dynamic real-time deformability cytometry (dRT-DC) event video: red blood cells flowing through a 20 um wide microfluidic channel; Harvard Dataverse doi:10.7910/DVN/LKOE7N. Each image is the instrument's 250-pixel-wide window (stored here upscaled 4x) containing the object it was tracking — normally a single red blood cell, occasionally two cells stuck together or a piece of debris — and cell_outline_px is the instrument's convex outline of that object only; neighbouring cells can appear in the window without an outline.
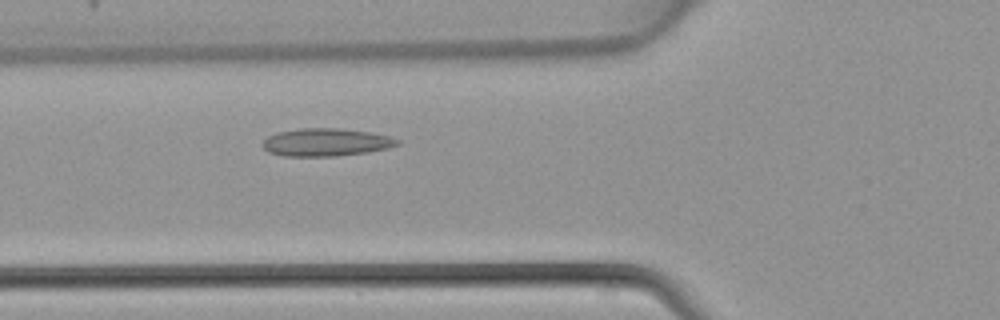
{"species": "common noctule bat (a hibernating species)", "species_latin": "Nyctalus noctula", "temperature_condition": "warm", "stored_images_in_passage": 39, "camera_frame_rate_fps": 3000, "um_per_image_px": 0.085, "animal": {"sex": "female", "body_mass_g": 22.7, "forearm_length_mm": 54.2}, "frame": {"image": 1, "passage_image": 11, "time_ms": 3.333, "image_size_px": [1000, 320], "cell_outline_px": [[400, 144], [388, 148], [368, 152], [336, 156], [284, 156], [268, 152], [260, 144], [268, 136], [276, 132], [300, 128], [340, 128], [368, 132], [388, 136], [400, 140]], "centroid_in_image_um": [27.68, 12.09], "position_along_channel_um": 98.1, "area_um2": 21.91}}
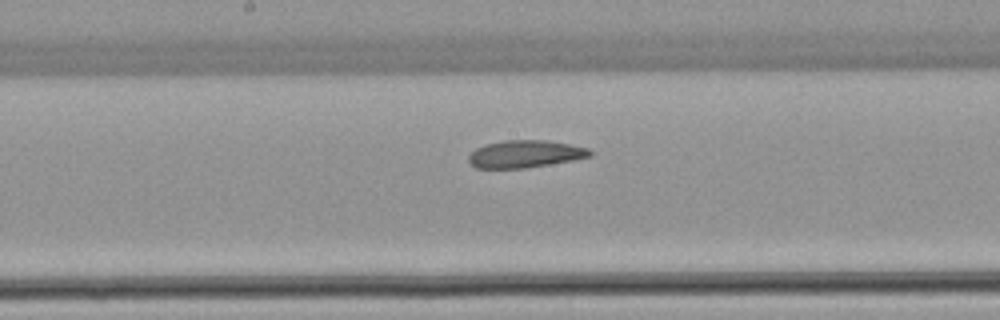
{"frame": {"image": 2, "passage_image": 18, "time_ms": 5.667, "image_size_px": [1000, 320], "cell_outline_px": [[592, 156], [572, 160], [524, 168], [476, 168], [468, 160], [468, 156], [476, 148], [484, 144], [504, 140], [548, 140], [588, 148], [592, 152]], "centroid_in_image_um": [44.62, 13.08], "position_along_channel_um": 203.6, "area_um2": 19.25}}
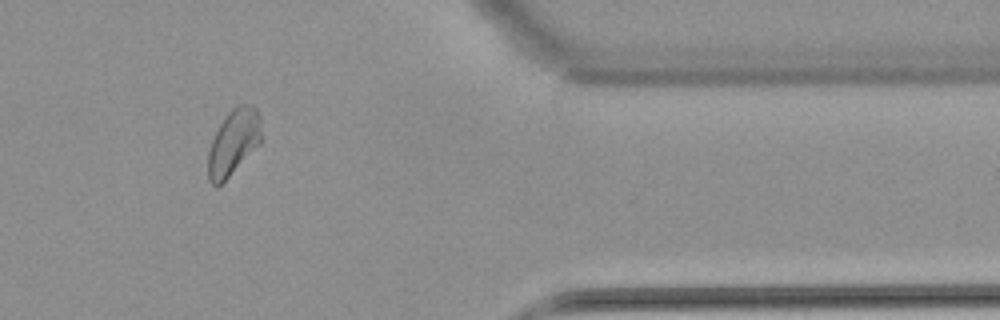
{"frame": {"image": 3, "passage_image": 32, "time_ms": 10.333, "image_size_px": [1000, 320], "cell_outline_px": [[260, 144], [216, 188], [208, 180], [208, 152], [212, 140], [220, 124], [228, 112], [232, 108], [240, 104], [244, 104], [256, 108], [260, 116]], "centroid_in_image_um": [19.83, 12.09], "position_along_channel_um": 391.6, "area_um2": 20.0}}